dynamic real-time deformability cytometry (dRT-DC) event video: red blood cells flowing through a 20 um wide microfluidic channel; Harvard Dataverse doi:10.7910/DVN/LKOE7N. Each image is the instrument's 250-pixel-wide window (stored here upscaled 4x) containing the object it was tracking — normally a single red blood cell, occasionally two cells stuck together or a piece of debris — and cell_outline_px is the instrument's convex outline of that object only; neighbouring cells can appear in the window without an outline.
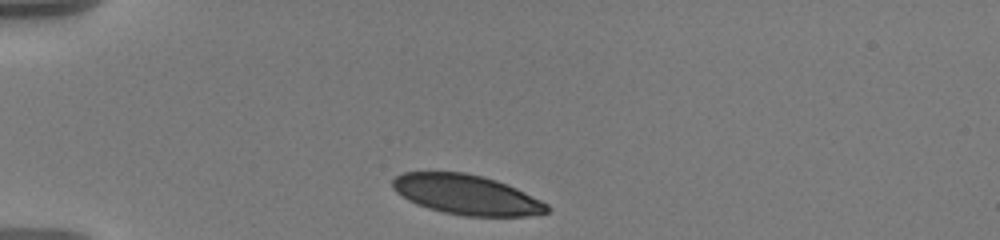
{"species": "human", "species_latin": "Homo sapiens", "temperature_condition": "warm", "stored_images_in_passage": 38, "camera_frame_rate_fps": 3000, "um_per_image_px": 0.085, "donor": {"sex": "male"}, "frame": {"image": 1, "passage_image": 1, "time_ms": 0.0, "image_size_px": [1000, 240], "cell_outline_px": [[548, 212], [524, 216], [464, 216], [444, 212], [428, 208], [416, 204], [408, 200], [396, 192], [392, 188], [392, 180], [396, 176], [404, 172], [464, 172], [484, 176], [508, 184], [548, 204]], "centroid_in_image_um": [39.62, 16.54], "position_along_channel_um": 45.4, "area_um2": 35.78}}
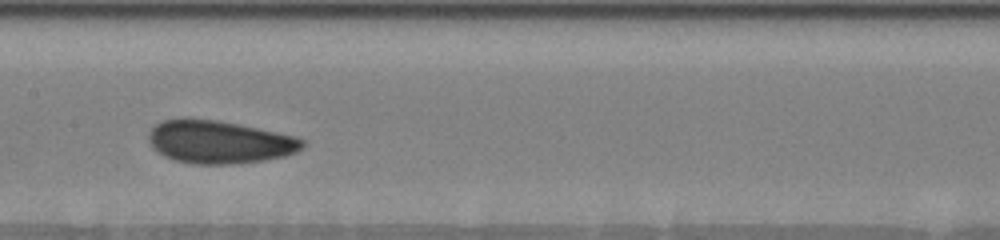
{"frame": {"image": 2, "passage_image": 16, "time_ms": 5.0, "image_size_px": [1000, 240], "cell_outline_px": [[304, 144], [296, 152], [284, 156], [264, 160], [240, 164], [192, 164], [176, 160], [164, 156], [152, 148], [148, 140], [148, 132], [156, 124], [164, 120], [180, 116], [188, 116], [216, 120], [240, 124], [296, 136], [304, 140]], "centroid_in_image_um": [18.59, 12.04], "position_along_channel_um": 188.8, "area_um2": 39.07}}
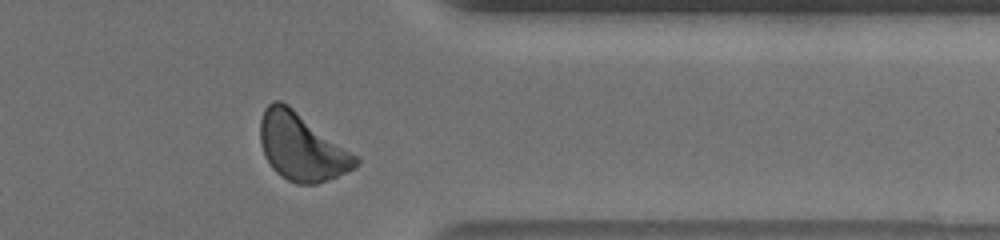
{"frame": {"image": 3, "passage_image": 33, "time_ms": 10.667, "image_size_px": [1000, 240], "cell_outline_px": [[360, 164], [336, 176], [316, 184], [296, 184], [280, 176], [272, 168], [264, 156], [260, 144], [260, 120], [264, 108], [272, 100], [280, 100], [288, 104], [356, 156], [360, 160]], "centroid_in_image_um": [25.57, 12.48], "position_along_channel_um": 385.8, "area_um2": 37.11}, "authors_computed_cell_mechanics": {"area_um2": 37.3099, "velocity_mm_per_s": 3.5641, "shape_relaxation_time_tau1_ms": 3.4537, "shape_relaxation_time_tau2_ms": 4.6751, "deformation_change_tau1": 0.0869, "deformation_change_tau2": 0.0913}}